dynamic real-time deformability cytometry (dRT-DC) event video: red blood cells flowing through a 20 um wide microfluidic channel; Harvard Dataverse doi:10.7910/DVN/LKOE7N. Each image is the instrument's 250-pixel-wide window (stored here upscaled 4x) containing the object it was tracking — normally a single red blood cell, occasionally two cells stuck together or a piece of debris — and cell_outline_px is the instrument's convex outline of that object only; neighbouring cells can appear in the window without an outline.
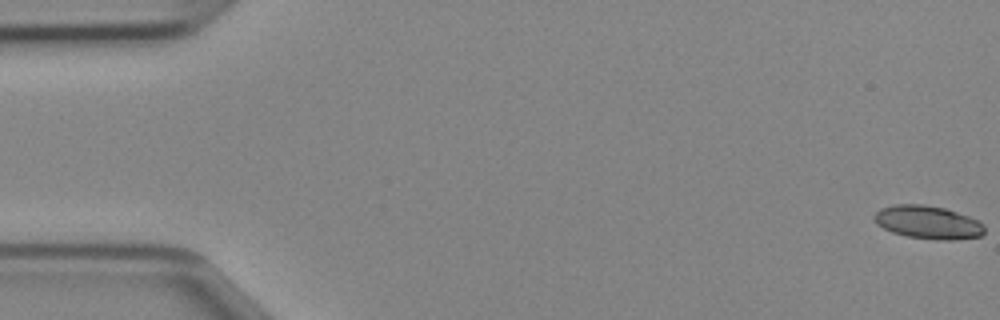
{"species": "Egyptian fruit bat (a non-hibernating species)", "species_latin": "Rousettus aegyptiacus", "temperature_condition": "cold", "stored_images_in_passage": 21, "camera_frame_rate_fps": 3000, "um_per_image_px": 0.085, "animal": {"sex": "female"}, "frame": {"image": 1, "passage_image": 1, "time_ms": 0.0, "image_size_px": [1000, 320], "cell_outline_px": [[984, 232], [980, 236], [952, 240], [936, 240], [908, 236], [892, 232], [876, 224], [872, 216], [880, 208], [896, 204], [924, 204], [944, 208], [980, 220], [984, 224]], "centroid_in_image_um": [78.87, 18.89], "position_along_channel_um": 6.1, "area_um2": 21.39}}
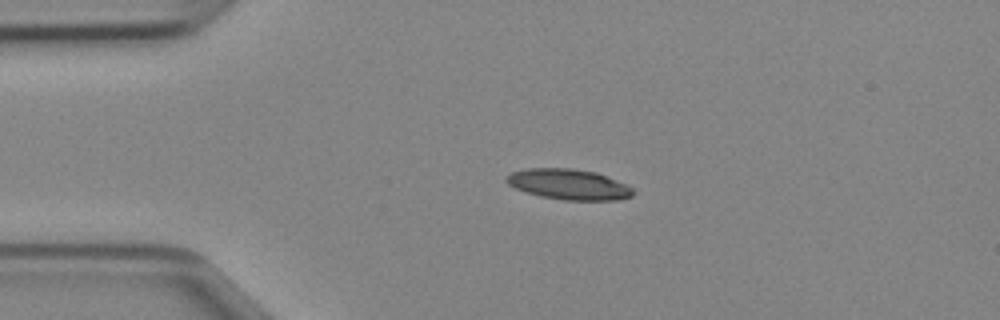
{"frame": {"image": 2, "passage_image": 11, "time_ms": 3.333, "image_size_px": [1000, 320], "cell_outline_px": [[632, 196], [616, 200], [564, 200], [540, 196], [516, 188], [508, 184], [504, 180], [504, 176], [512, 172], [528, 168], [572, 168], [596, 172], [624, 184], [632, 188]], "centroid_in_image_um": [48.29, 15.66], "position_along_channel_um": 36.7, "area_um2": 22.31}}
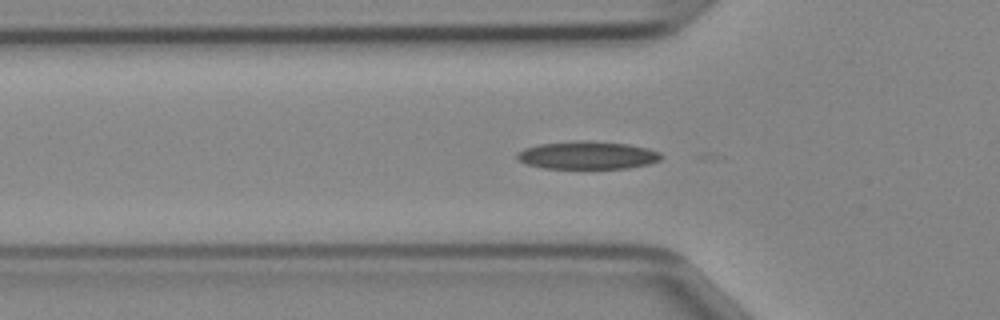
{"frame": {"image": 3, "passage_image": 16, "time_ms": 5.0, "image_size_px": [1000, 320], "cell_outline_px": [[664, 156], [660, 160], [648, 164], [628, 168], [544, 168], [528, 164], [520, 160], [516, 156], [516, 152], [524, 148], [540, 144], [576, 140], [588, 140], [628, 144], [648, 148], [660, 152]], "centroid_in_image_um": [49.96, 13.18], "position_along_channel_um": 75.8, "area_um2": 23.47}}